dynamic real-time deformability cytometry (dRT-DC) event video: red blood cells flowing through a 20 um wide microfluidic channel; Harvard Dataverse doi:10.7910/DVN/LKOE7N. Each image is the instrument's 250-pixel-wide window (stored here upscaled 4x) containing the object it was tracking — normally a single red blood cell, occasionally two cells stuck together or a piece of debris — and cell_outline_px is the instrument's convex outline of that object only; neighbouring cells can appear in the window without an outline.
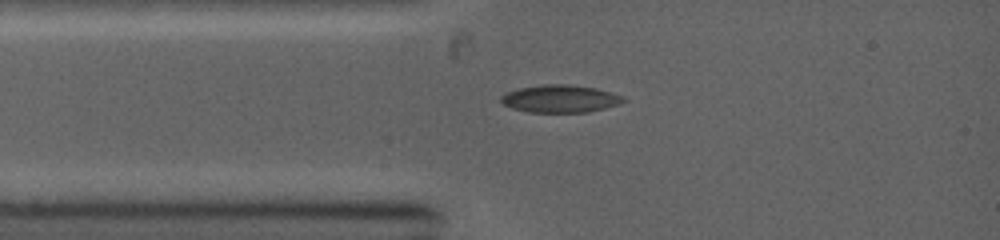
{"species": "common noctule bat (a hibernating species)", "species_latin": "Nyctalus noctula", "temperature_condition": "warm", "stored_images_in_passage": 2, "camera_frame_rate_fps": 5000, "um_per_image_px": 0.085, "animal": {"sex": "female", "body_mass_g": 19.0, "forearm_length_mm": 53.3}, "frame": {"image": 1, "passage_image": 2, "time_ms": 1.0, "image_size_px": [1000, 240], "cell_outline_px": [[628, 100], [620, 104], [588, 112], [528, 112], [512, 108], [504, 104], [500, 100], [500, 96], [508, 92], [520, 88], [544, 84], [568, 84], [596, 88], [624, 96]], "centroid_in_image_um": [47.65, 8.39], "position_along_channel_um": 37.4, "area_um2": 19.65}}